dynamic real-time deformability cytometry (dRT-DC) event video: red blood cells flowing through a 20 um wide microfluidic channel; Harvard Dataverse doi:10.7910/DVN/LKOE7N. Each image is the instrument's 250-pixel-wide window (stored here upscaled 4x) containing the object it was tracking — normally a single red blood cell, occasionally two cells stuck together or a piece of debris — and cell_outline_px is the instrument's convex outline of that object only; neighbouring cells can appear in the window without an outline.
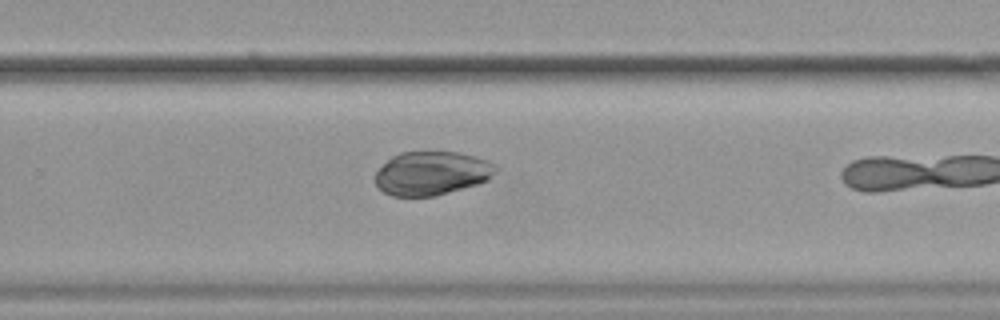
{"species": "common noctule bat (a hibernating species)", "species_latin": "Nyctalus noctula", "temperature_condition": "cold", "stored_images_in_passage": 11, "camera_frame_rate_fps": 3000, "um_per_image_px": 0.085, "animal": {"sex": "female", "body_mass_g": 19.9}, "frame": {"image": 1, "passage_image": 10, "time_ms": 3.0, "image_size_px": [1000, 320], "cell_outline_px": [[500, 168], [488, 180], [476, 184], [436, 196], [392, 196], [384, 192], [372, 180], [372, 176], [392, 156], [400, 152], [460, 152], [488, 160], [496, 164]], "centroid_in_image_um": [36.7, 14.72], "position_along_channel_um": 293.1, "area_um2": 30.92}}